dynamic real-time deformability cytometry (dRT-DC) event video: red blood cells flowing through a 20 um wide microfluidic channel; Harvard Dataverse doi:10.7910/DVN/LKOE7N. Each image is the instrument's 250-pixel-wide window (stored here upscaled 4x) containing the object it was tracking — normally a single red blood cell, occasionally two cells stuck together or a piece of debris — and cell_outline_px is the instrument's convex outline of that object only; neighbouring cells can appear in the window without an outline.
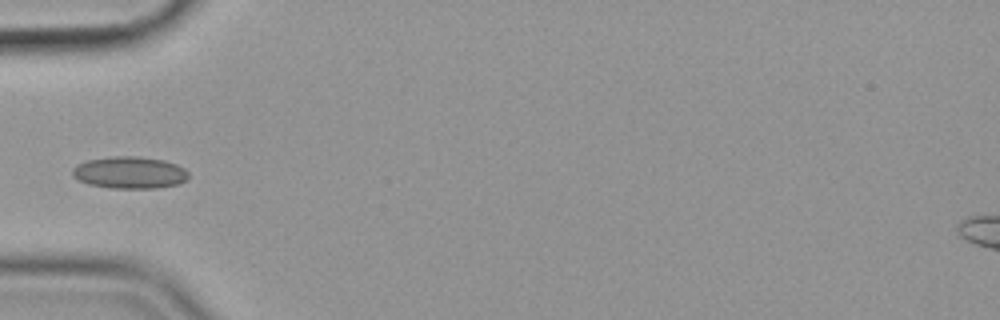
{"species": "common noctule bat (a hibernating species)", "species_latin": "Nyctalus noctula", "temperature_condition": "cold", "stored_images_in_passage": 30, "camera_frame_rate_fps": 3000, "um_per_image_px": 0.085, "animal": {"sex": "female", "body_mass_g": 19.9}, "frame": {"image": 1, "passage_image": 1, "time_ms": 0.0, "image_size_px": [1000, 320], "cell_outline_px": [[188, 180], [180, 184], [156, 188], [112, 188], [88, 184], [72, 176], [72, 168], [76, 164], [88, 160], [112, 156], [136, 156], [164, 160], [176, 164], [184, 168], [188, 172]], "centroid_in_image_um": [11.04, 14.67], "position_along_channel_um": 74.0, "area_um2": 21.79}}
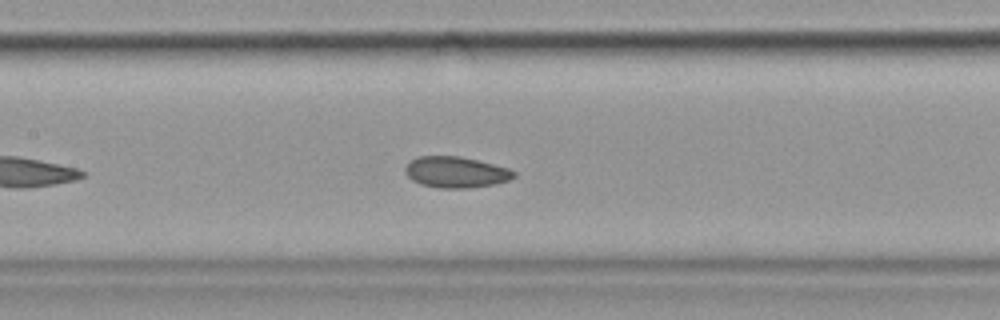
{"frame": {"image": 2, "passage_image": 9, "time_ms": 2.667, "image_size_px": [1000, 320], "cell_outline_px": [[516, 176], [508, 180], [496, 184], [468, 188], [440, 188], [420, 184], [412, 180], [404, 172], [404, 168], [416, 156], [460, 156], [508, 168], [516, 172]], "centroid_in_image_um": [38.74, 14.64], "position_along_channel_um": 168.7, "area_um2": 19.65}}
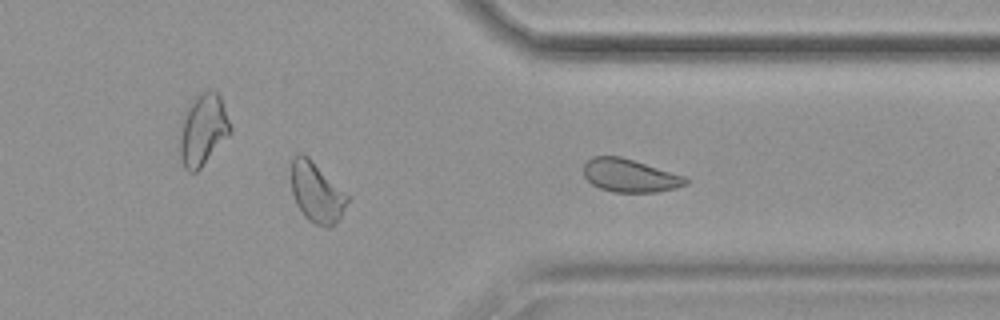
{"frame": {"image": 3, "passage_image": 25, "time_ms": 8.0, "image_size_px": [1000, 320], "cell_outline_px": [[688, 184], [676, 188], [656, 192], [616, 192], [600, 188], [592, 184], [584, 176], [584, 164], [592, 156], [620, 156], [688, 176]], "centroid_in_image_um": [53.58, 14.92], "position_along_channel_um": 357.8, "area_um2": 19.83}}